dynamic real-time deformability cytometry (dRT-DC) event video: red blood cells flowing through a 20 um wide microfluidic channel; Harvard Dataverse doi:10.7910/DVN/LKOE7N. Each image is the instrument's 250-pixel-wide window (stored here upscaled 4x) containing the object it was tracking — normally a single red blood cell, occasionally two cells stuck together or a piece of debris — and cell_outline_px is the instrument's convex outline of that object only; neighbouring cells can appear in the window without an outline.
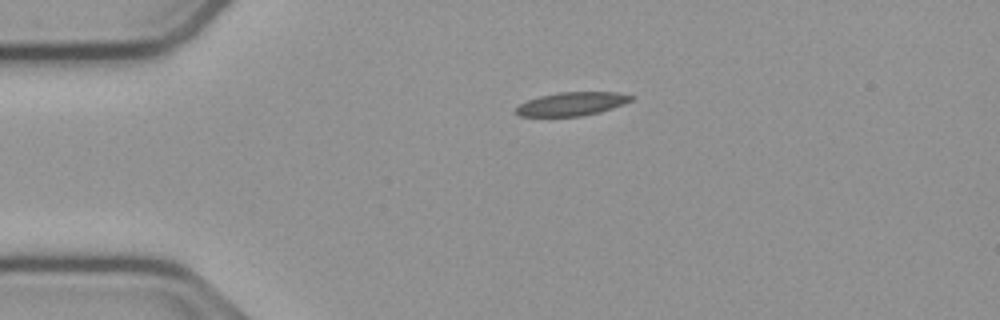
{"species": "common noctule bat (a hibernating species)", "species_latin": "Nyctalus noctula", "temperature_condition": "cold", "stored_images_in_passage": 44, "camera_frame_rate_fps": 3000, "um_per_image_px": 0.085, "animal": {"sex": "male", "body_mass_g": 23.1, "forearm_length_mm": 52.7}, "frame": {"image": 1, "passage_image": 1, "time_ms": 0.0, "image_size_px": [1000, 320], "cell_outline_px": [[636, 96], [632, 100], [612, 108], [600, 112], [580, 116], [520, 116], [516, 112], [516, 108], [520, 104], [528, 100], [540, 96], [556, 92], [616, 92]], "centroid_in_image_um": [48.62, 8.82], "position_along_channel_um": 36.4, "area_um2": 15.66}}
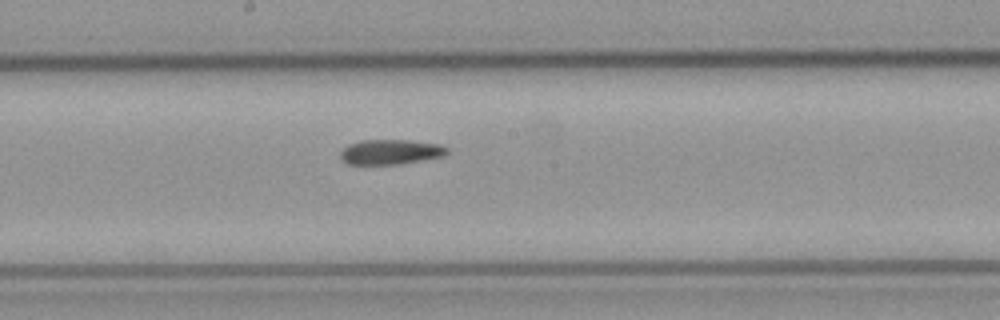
{"frame": {"image": 2, "passage_image": 18, "time_ms": 5.667, "image_size_px": [1000, 320], "cell_outline_px": [[448, 152], [444, 156], [396, 164], [348, 164], [340, 156], [340, 152], [348, 144], [360, 140], [408, 140], [440, 144], [448, 148]], "centroid_in_image_um": [33.19, 12.9], "position_along_channel_um": 215.0, "area_um2": 15.37}}
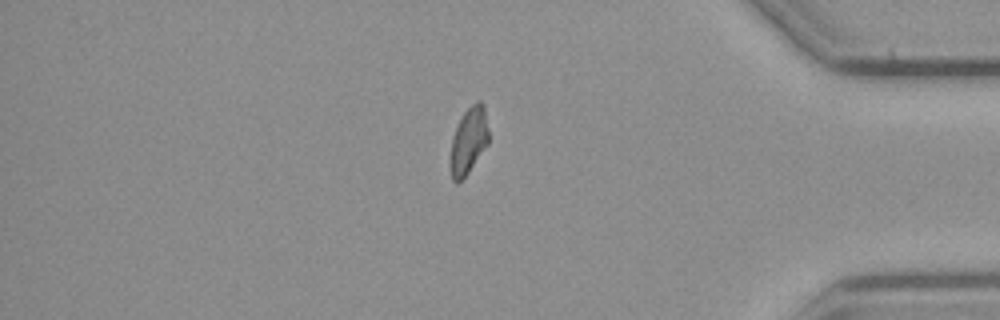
{"frame": {"image": 3, "passage_image": 35, "time_ms": 11.333, "image_size_px": [1000, 320], "cell_outline_px": [[488, 144], [468, 172], [456, 184], [452, 180], [452, 136], [464, 112], [476, 100], [480, 100], [484, 104], [488, 132]], "centroid_in_image_um": [39.87, 11.91], "position_along_channel_um": 395.3, "area_um2": 14.33}, "authors_computed_cell_mechanics": {"area_um2": 15.5193, "velocity_mm_per_s": 3.7576, "shape_relaxation_time_tau1_ms": null, "shape_relaxation_time_tau2_ms": 5.5598, "deformation_change_tau1": null, "deformation_change_tau2": 0.1101}}